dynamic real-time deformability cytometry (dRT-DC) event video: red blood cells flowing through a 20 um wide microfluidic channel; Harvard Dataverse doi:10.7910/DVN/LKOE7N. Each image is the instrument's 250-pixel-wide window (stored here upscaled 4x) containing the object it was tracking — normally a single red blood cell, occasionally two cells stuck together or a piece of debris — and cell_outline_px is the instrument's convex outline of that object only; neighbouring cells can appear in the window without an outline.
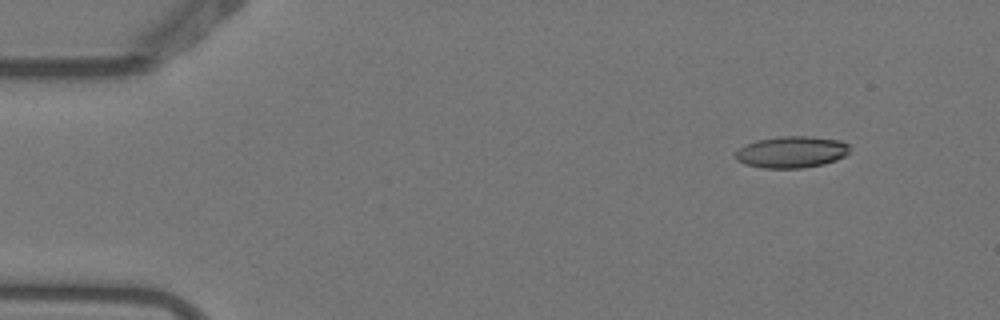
{"species": "Egyptian fruit bat (a non-hibernating species)", "species_latin": "Rousettus aegyptiacus", "temperature_condition": "warm", "stored_images_in_passage": 7, "camera_frame_rate_fps": 3000, "um_per_image_px": 0.085, "animal": {"sex": "female"}, "frame": {"image": 1, "passage_image": 1, "time_ms": 0.0, "image_size_px": [1000, 320], "cell_outline_px": [[848, 152], [844, 156], [836, 160], [824, 164], [800, 168], [764, 168], [744, 164], [736, 160], [736, 152], [744, 144], [756, 140], [776, 136], [808, 136], [840, 140], [848, 144]], "centroid_in_image_um": [67.25, 12.91], "position_along_channel_um": 17.7, "area_um2": 21.1}}
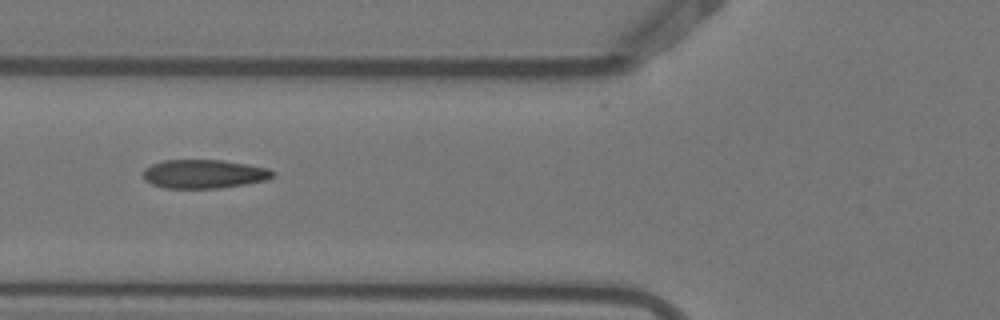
{"frame": {"image": 2, "passage_image": 5, "time_ms": 1.333, "image_size_px": [1000, 320], "cell_outline_px": [[276, 176], [264, 180], [244, 184], [220, 188], [164, 188], [152, 184], [144, 180], [144, 168], [152, 164], [164, 160], [220, 160], [248, 164], [268, 168], [276, 172]], "centroid_in_image_um": [17.35, 14.78], "position_along_channel_um": 108.5, "area_um2": 21.73}}
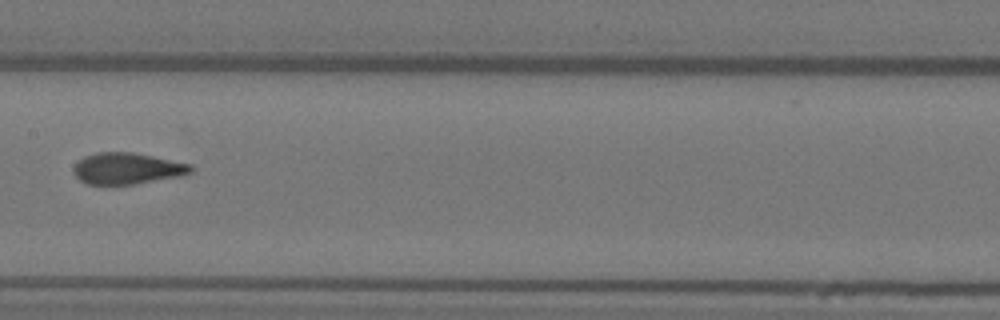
{"frame": {"image": 3, "passage_image": 7, "time_ms": 2.0, "image_size_px": [1000, 320], "cell_outline_px": [[192, 172], [180, 176], [132, 184], [88, 184], [80, 180], [76, 176], [72, 168], [84, 156], [96, 152], [132, 152], [192, 164]], "centroid_in_image_um": [10.8, 14.31], "position_along_channel_um": 196.6, "area_um2": 21.21}}